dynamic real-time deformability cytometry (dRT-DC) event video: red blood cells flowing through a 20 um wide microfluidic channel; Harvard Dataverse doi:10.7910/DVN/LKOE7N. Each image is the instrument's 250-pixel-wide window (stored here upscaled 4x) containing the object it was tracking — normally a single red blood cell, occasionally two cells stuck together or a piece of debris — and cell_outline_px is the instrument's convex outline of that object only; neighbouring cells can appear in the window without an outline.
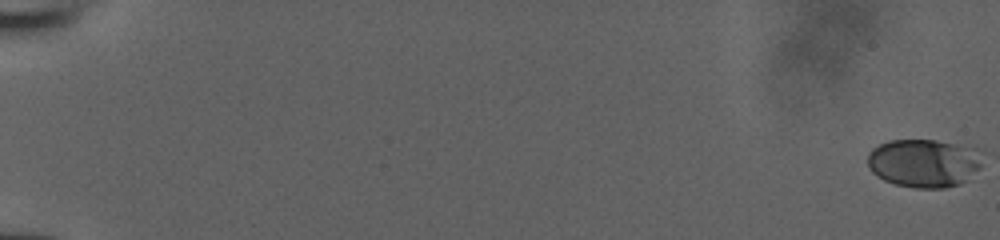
{"species": "human", "species_latin": "Homo sapiens", "temperature_condition": "room temperature", "stored_images_in_passage": 54, "camera_frame_rate_fps": 3000, "um_per_image_px": 0.085, "donor": {"sex": "male"}, "frame": {"image": 1, "passage_image": 1, "time_ms": 0.0, "image_size_px": [1000, 240], "cell_outline_px": [[984, 156], [980, 168], [960, 184], [944, 188], [916, 188], [896, 184], [884, 180], [872, 172], [868, 164], [868, 152], [872, 148], [888, 140], [932, 140], [976, 148], [984, 152]], "centroid_in_image_um": [78.56, 13.85], "position_along_channel_um": 6.4, "area_um2": 32.48}}
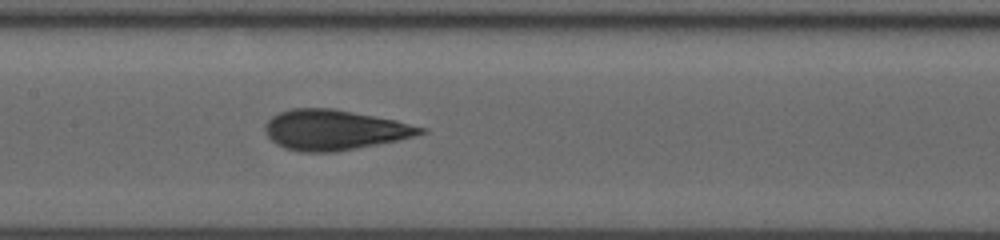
{"frame": {"image": 2, "passage_image": 30, "time_ms": 9.667, "image_size_px": [1000, 240], "cell_outline_px": [[428, 132], [396, 140], [336, 152], [300, 152], [284, 148], [276, 144], [268, 136], [264, 128], [264, 124], [272, 116], [280, 112], [292, 108], [332, 108], [396, 120], [424, 128]], "centroid_in_image_um": [28.36, 11.04], "position_along_channel_um": 179.0, "area_um2": 36.13}}
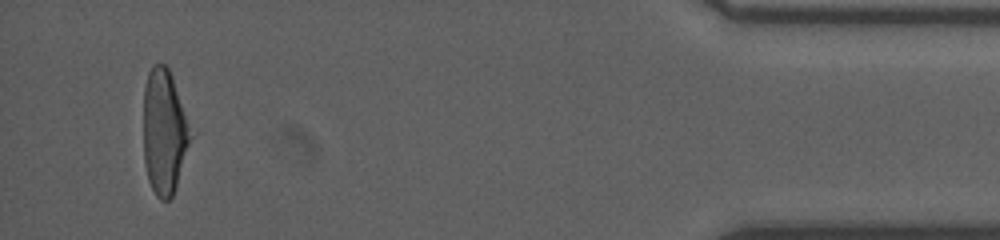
{"frame": {"image": 3, "passage_image": 52, "time_ms": 17.0, "image_size_px": [1000, 240], "cell_outline_px": [[196, 132], [172, 196], [168, 200], [160, 200], [156, 196], [148, 180], [144, 164], [144, 88], [148, 72], [152, 64], [164, 64], [168, 68]], "centroid_in_image_um": [14.02, 11.2], "position_along_channel_um": 421.2, "area_um2": 35.32}}